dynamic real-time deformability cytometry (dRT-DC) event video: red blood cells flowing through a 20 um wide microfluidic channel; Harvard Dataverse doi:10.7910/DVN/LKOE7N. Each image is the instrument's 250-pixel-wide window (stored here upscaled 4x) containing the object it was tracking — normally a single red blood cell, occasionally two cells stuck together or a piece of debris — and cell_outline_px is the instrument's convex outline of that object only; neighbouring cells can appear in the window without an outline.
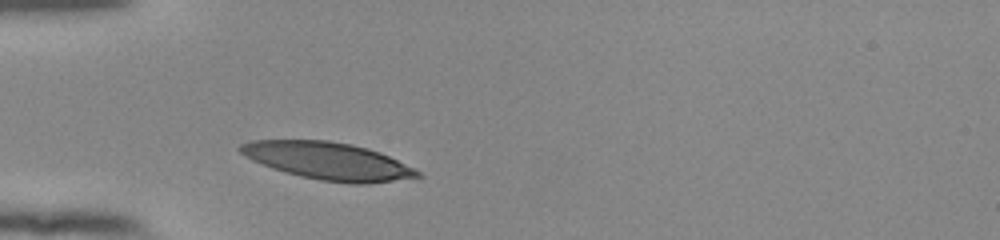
{"species": "human", "species_latin": "Homo sapiens", "temperature_condition": "room temperature", "stored_images_in_passage": 29, "camera_frame_rate_fps": 3000, "um_per_image_px": 0.085, "donor": {"sex": "female"}, "frame": {"image": 1, "passage_image": 1, "time_ms": 0.0, "image_size_px": [1000, 240], "cell_outline_px": [[424, 176], [368, 184], [352, 184], [320, 180], [300, 176], [284, 172], [272, 168], [252, 160], [244, 156], [236, 148], [240, 144], [252, 140], [328, 140], [352, 144], [368, 148], [380, 152], [420, 172]], "centroid_in_image_um": [27.84, 13.68], "position_along_channel_um": 57.2, "area_um2": 38.61}}
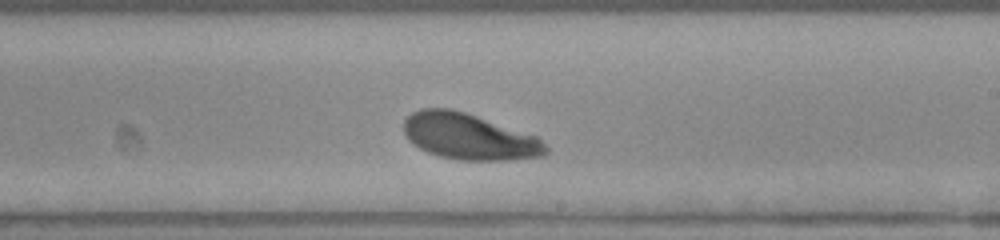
{"frame": {"image": 2, "passage_image": 17, "time_ms": 5.333, "image_size_px": [1000, 240], "cell_outline_px": [[548, 152], [544, 156], [512, 160], [456, 160], [440, 156], [428, 152], [412, 144], [408, 140], [404, 132], [404, 120], [412, 112], [420, 108], [452, 108], [536, 136], [548, 148]], "centroid_in_image_um": [39.84, 11.62], "position_along_channel_um": 249.2, "area_um2": 38.09}}
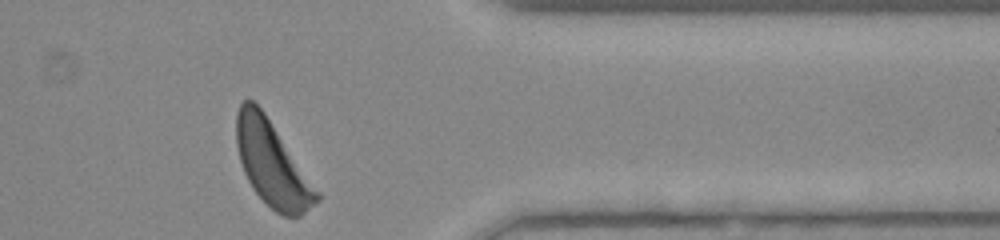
{"frame": {"image": 3, "passage_image": 29, "time_ms": 9.333, "image_size_px": [1000, 240], "cell_outline_px": [[320, 200], [300, 216], [284, 216], [276, 212], [252, 188], [244, 172], [240, 160], [236, 144], [236, 112], [240, 104], [244, 100], [252, 100], [264, 112], [320, 192]], "centroid_in_image_um": [23.13, 13.93], "position_along_channel_um": 388.3, "area_um2": 39.13}, "authors_computed_cell_mechanics": {"area_um2": 39.1306, "velocity_mm_per_s": 3.7838, "shape_relaxation_time_tau1_ms": 1.3875, "shape_relaxation_time_tau2_ms": null, "deformation_change_tau1": 0.1309, "deformation_change_tau2": null}}